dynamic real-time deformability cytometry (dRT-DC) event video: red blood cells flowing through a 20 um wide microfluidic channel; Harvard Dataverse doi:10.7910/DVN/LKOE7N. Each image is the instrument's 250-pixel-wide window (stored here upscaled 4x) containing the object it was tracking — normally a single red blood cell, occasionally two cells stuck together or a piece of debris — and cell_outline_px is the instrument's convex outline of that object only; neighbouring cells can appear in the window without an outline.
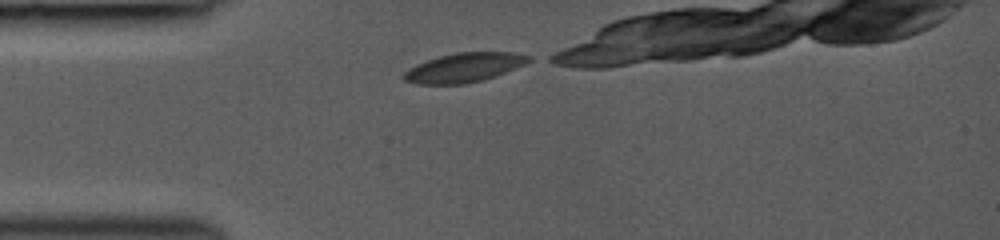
{"species": "common noctule bat (a hibernating species)", "species_latin": "Nyctalus noctula", "temperature_condition": "room temperature", "stored_images_in_passage": 30, "camera_frame_rate_fps": 3000, "um_per_image_px": 0.085, "animal": {"sex": "female", "body_mass_g": 19.0, "forearm_length_mm": 53.3}, "frame": {"image": 1, "passage_image": 1, "time_ms": 0.0, "image_size_px": [1000, 240], "cell_outline_px": [[532, 60], [524, 64], [504, 72], [480, 80], [464, 84], [420, 84], [404, 80], [404, 72], [408, 68], [416, 64], [440, 56], [456, 52], [512, 52], [532, 56]], "centroid_in_image_um": [39.44, 5.73], "position_along_channel_um": 45.6, "area_um2": 20.92}}
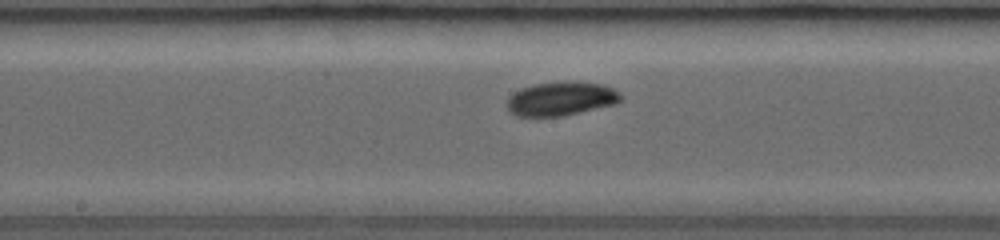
{"frame": {"image": 2, "passage_image": 13, "time_ms": 4.0, "image_size_px": [1000, 240], "cell_outline_px": [[624, 96], [616, 104], [560, 116], [516, 116], [508, 112], [508, 96], [520, 88], [532, 84], [564, 80], [572, 80], [604, 84], [620, 92]], "centroid_in_image_um": [47.69, 8.36], "position_along_channel_um": 200.5, "area_um2": 22.89}}
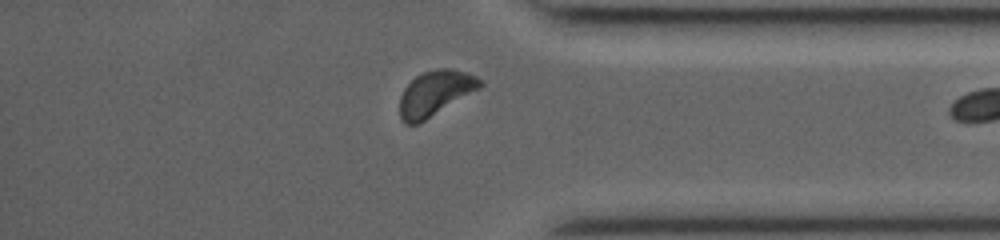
{"frame": {"image": 3, "passage_image": 27, "time_ms": 8.667, "image_size_px": [1000, 240], "cell_outline_px": [[484, 84], [480, 88], [424, 120], [416, 124], [404, 124], [400, 120], [400, 96], [404, 88], [416, 76], [424, 72], [436, 68], [452, 68], [476, 76], [484, 80]], "centroid_in_image_um": [36.99, 7.9], "position_along_channel_um": 398.2, "area_um2": 20.92}}